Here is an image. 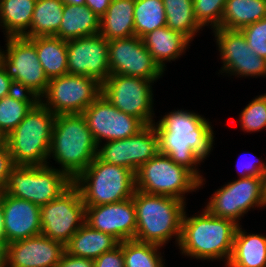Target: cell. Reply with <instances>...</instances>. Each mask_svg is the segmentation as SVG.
I'll return each mask as SVG.
<instances>
[{"label": "cell", "instance_id": "cell-1", "mask_svg": "<svg viewBox=\"0 0 266 267\" xmlns=\"http://www.w3.org/2000/svg\"><path fill=\"white\" fill-rule=\"evenodd\" d=\"M153 125L159 137V153L191 171L202 187L205 178L196 166L213 150L214 131L210 121L193 111L177 109Z\"/></svg>", "mask_w": 266, "mask_h": 267}, {"label": "cell", "instance_id": "cell-2", "mask_svg": "<svg viewBox=\"0 0 266 267\" xmlns=\"http://www.w3.org/2000/svg\"><path fill=\"white\" fill-rule=\"evenodd\" d=\"M182 220L178 247L181 253L197 260H223L227 265L233 250L238 224L233 220L211 215L206 209Z\"/></svg>", "mask_w": 266, "mask_h": 267}, {"label": "cell", "instance_id": "cell-3", "mask_svg": "<svg viewBox=\"0 0 266 267\" xmlns=\"http://www.w3.org/2000/svg\"><path fill=\"white\" fill-rule=\"evenodd\" d=\"M135 240L164 246L175 238L178 245L186 202L166 195H155L135 190Z\"/></svg>", "mask_w": 266, "mask_h": 267}, {"label": "cell", "instance_id": "cell-4", "mask_svg": "<svg viewBox=\"0 0 266 267\" xmlns=\"http://www.w3.org/2000/svg\"><path fill=\"white\" fill-rule=\"evenodd\" d=\"M98 145L82 114L56 115L49 159L74 180L95 159Z\"/></svg>", "mask_w": 266, "mask_h": 267}, {"label": "cell", "instance_id": "cell-5", "mask_svg": "<svg viewBox=\"0 0 266 267\" xmlns=\"http://www.w3.org/2000/svg\"><path fill=\"white\" fill-rule=\"evenodd\" d=\"M56 115L38 101L3 141L14 165H47Z\"/></svg>", "mask_w": 266, "mask_h": 267}, {"label": "cell", "instance_id": "cell-6", "mask_svg": "<svg viewBox=\"0 0 266 267\" xmlns=\"http://www.w3.org/2000/svg\"><path fill=\"white\" fill-rule=\"evenodd\" d=\"M85 206L118 203L133 197L135 173L125 167L105 163L97 156L74 180Z\"/></svg>", "mask_w": 266, "mask_h": 267}, {"label": "cell", "instance_id": "cell-7", "mask_svg": "<svg viewBox=\"0 0 266 267\" xmlns=\"http://www.w3.org/2000/svg\"><path fill=\"white\" fill-rule=\"evenodd\" d=\"M73 184L63 171L52 166L15 165L3 192L42 206L58 198Z\"/></svg>", "mask_w": 266, "mask_h": 267}, {"label": "cell", "instance_id": "cell-8", "mask_svg": "<svg viewBox=\"0 0 266 267\" xmlns=\"http://www.w3.org/2000/svg\"><path fill=\"white\" fill-rule=\"evenodd\" d=\"M135 187L144 193L166 195L185 202L184 194L200 188V180L169 156L158 153L138 168Z\"/></svg>", "mask_w": 266, "mask_h": 267}, {"label": "cell", "instance_id": "cell-9", "mask_svg": "<svg viewBox=\"0 0 266 267\" xmlns=\"http://www.w3.org/2000/svg\"><path fill=\"white\" fill-rule=\"evenodd\" d=\"M6 50L0 53V64L14 82L16 90L35 95L46 92L47 77L37 56L35 44L25 37H7Z\"/></svg>", "mask_w": 266, "mask_h": 267}, {"label": "cell", "instance_id": "cell-10", "mask_svg": "<svg viewBox=\"0 0 266 267\" xmlns=\"http://www.w3.org/2000/svg\"><path fill=\"white\" fill-rule=\"evenodd\" d=\"M101 93L102 84L97 80L87 76L64 74L49 80L47 90L39 101L54 115L82 114Z\"/></svg>", "mask_w": 266, "mask_h": 267}, {"label": "cell", "instance_id": "cell-11", "mask_svg": "<svg viewBox=\"0 0 266 267\" xmlns=\"http://www.w3.org/2000/svg\"><path fill=\"white\" fill-rule=\"evenodd\" d=\"M154 81L144 78L110 75L102 83V95L118 110L138 118L145 126L152 125Z\"/></svg>", "mask_w": 266, "mask_h": 267}, {"label": "cell", "instance_id": "cell-12", "mask_svg": "<svg viewBox=\"0 0 266 267\" xmlns=\"http://www.w3.org/2000/svg\"><path fill=\"white\" fill-rule=\"evenodd\" d=\"M266 207L263 176L238 178L217 189L205 209L213 216L233 220L240 225L241 218L251 208Z\"/></svg>", "mask_w": 266, "mask_h": 267}, {"label": "cell", "instance_id": "cell-13", "mask_svg": "<svg viewBox=\"0 0 266 267\" xmlns=\"http://www.w3.org/2000/svg\"><path fill=\"white\" fill-rule=\"evenodd\" d=\"M41 234L64 245L85 223L86 206L72 184L58 198L40 206Z\"/></svg>", "mask_w": 266, "mask_h": 267}, {"label": "cell", "instance_id": "cell-14", "mask_svg": "<svg viewBox=\"0 0 266 267\" xmlns=\"http://www.w3.org/2000/svg\"><path fill=\"white\" fill-rule=\"evenodd\" d=\"M108 43L110 75L120 74L155 82L164 74L145 47L142 38L133 36L111 40Z\"/></svg>", "mask_w": 266, "mask_h": 267}, {"label": "cell", "instance_id": "cell-15", "mask_svg": "<svg viewBox=\"0 0 266 267\" xmlns=\"http://www.w3.org/2000/svg\"><path fill=\"white\" fill-rule=\"evenodd\" d=\"M213 33L223 63L222 73L242 78L266 77V59L254 53L240 30L217 28Z\"/></svg>", "mask_w": 266, "mask_h": 267}, {"label": "cell", "instance_id": "cell-16", "mask_svg": "<svg viewBox=\"0 0 266 267\" xmlns=\"http://www.w3.org/2000/svg\"><path fill=\"white\" fill-rule=\"evenodd\" d=\"M82 115L98 146L102 140L107 142L134 136L145 127L138 118L114 107L102 94Z\"/></svg>", "mask_w": 266, "mask_h": 267}, {"label": "cell", "instance_id": "cell-17", "mask_svg": "<svg viewBox=\"0 0 266 267\" xmlns=\"http://www.w3.org/2000/svg\"><path fill=\"white\" fill-rule=\"evenodd\" d=\"M109 43L95 34L67 41L68 74L87 76L103 83L110 76Z\"/></svg>", "mask_w": 266, "mask_h": 267}, {"label": "cell", "instance_id": "cell-18", "mask_svg": "<svg viewBox=\"0 0 266 267\" xmlns=\"http://www.w3.org/2000/svg\"><path fill=\"white\" fill-rule=\"evenodd\" d=\"M85 223L115 237L120 243L134 239L137 223L133 197L118 203L86 206Z\"/></svg>", "mask_w": 266, "mask_h": 267}, {"label": "cell", "instance_id": "cell-19", "mask_svg": "<svg viewBox=\"0 0 266 267\" xmlns=\"http://www.w3.org/2000/svg\"><path fill=\"white\" fill-rule=\"evenodd\" d=\"M65 245L42 234L5 246L6 267H56Z\"/></svg>", "mask_w": 266, "mask_h": 267}, {"label": "cell", "instance_id": "cell-20", "mask_svg": "<svg viewBox=\"0 0 266 267\" xmlns=\"http://www.w3.org/2000/svg\"><path fill=\"white\" fill-rule=\"evenodd\" d=\"M6 245L41 234L40 206L27 200L0 194Z\"/></svg>", "mask_w": 266, "mask_h": 267}, {"label": "cell", "instance_id": "cell-21", "mask_svg": "<svg viewBox=\"0 0 266 267\" xmlns=\"http://www.w3.org/2000/svg\"><path fill=\"white\" fill-rule=\"evenodd\" d=\"M142 41L163 71H165L166 62L179 59L191 43L186 36L167 26L149 32L142 37Z\"/></svg>", "mask_w": 266, "mask_h": 267}, {"label": "cell", "instance_id": "cell-22", "mask_svg": "<svg viewBox=\"0 0 266 267\" xmlns=\"http://www.w3.org/2000/svg\"><path fill=\"white\" fill-rule=\"evenodd\" d=\"M226 267H266V235L249 234L237 226Z\"/></svg>", "mask_w": 266, "mask_h": 267}, {"label": "cell", "instance_id": "cell-23", "mask_svg": "<svg viewBox=\"0 0 266 267\" xmlns=\"http://www.w3.org/2000/svg\"><path fill=\"white\" fill-rule=\"evenodd\" d=\"M135 0H112L106 13L100 18V32L106 40L135 36Z\"/></svg>", "mask_w": 266, "mask_h": 267}, {"label": "cell", "instance_id": "cell-24", "mask_svg": "<svg viewBox=\"0 0 266 267\" xmlns=\"http://www.w3.org/2000/svg\"><path fill=\"white\" fill-rule=\"evenodd\" d=\"M119 244L120 242L115 237L95 230L84 223L65 244V251L76 257L94 260Z\"/></svg>", "mask_w": 266, "mask_h": 267}, {"label": "cell", "instance_id": "cell-25", "mask_svg": "<svg viewBox=\"0 0 266 267\" xmlns=\"http://www.w3.org/2000/svg\"><path fill=\"white\" fill-rule=\"evenodd\" d=\"M100 32V18L86 5L64 4L63 17L56 37L69 41Z\"/></svg>", "mask_w": 266, "mask_h": 267}, {"label": "cell", "instance_id": "cell-26", "mask_svg": "<svg viewBox=\"0 0 266 267\" xmlns=\"http://www.w3.org/2000/svg\"><path fill=\"white\" fill-rule=\"evenodd\" d=\"M49 79L68 74L67 41L56 36L29 38Z\"/></svg>", "mask_w": 266, "mask_h": 267}, {"label": "cell", "instance_id": "cell-27", "mask_svg": "<svg viewBox=\"0 0 266 267\" xmlns=\"http://www.w3.org/2000/svg\"><path fill=\"white\" fill-rule=\"evenodd\" d=\"M36 0H0V26L5 37H23L30 29Z\"/></svg>", "mask_w": 266, "mask_h": 267}, {"label": "cell", "instance_id": "cell-28", "mask_svg": "<svg viewBox=\"0 0 266 267\" xmlns=\"http://www.w3.org/2000/svg\"><path fill=\"white\" fill-rule=\"evenodd\" d=\"M64 4L63 0H36L30 29L23 37L57 36Z\"/></svg>", "mask_w": 266, "mask_h": 267}, {"label": "cell", "instance_id": "cell-29", "mask_svg": "<svg viewBox=\"0 0 266 267\" xmlns=\"http://www.w3.org/2000/svg\"><path fill=\"white\" fill-rule=\"evenodd\" d=\"M38 101L35 95L20 90L1 98L0 137L4 139L9 135Z\"/></svg>", "mask_w": 266, "mask_h": 267}, {"label": "cell", "instance_id": "cell-30", "mask_svg": "<svg viewBox=\"0 0 266 267\" xmlns=\"http://www.w3.org/2000/svg\"><path fill=\"white\" fill-rule=\"evenodd\" d=\"M266 18V0H226L219 28L241 30Z\"/></svg>", "mask_w": 266, "mask_h": 267}, {"label": "cell", "instance_id": "cell-31", "mask_svg": "<svg viewBox=\"0 0 266 267\" xmlns=\"http://www.w3.org/2000/svg\"><path fill=\"white\" fill-rule=\"evenodd\" d=\"M128 169L134 173L159 153V137L154 125H146L136 135L127 138Z\"/></svg>", "mask_w": 266, "mask_h": 267}, {"label": "cell", "instance_id": "cell-32", "mask_svg": "<svg viewBox=\"0 0 266 267\" xmlns=\"http://www.w3.org/2000/svg\"><path fill=\"white\" fill-rule=\"evenodd\" d=\"M166 26L186 36L190 41L202 27L194 15L193 0H163Z\"/></svg>", "mask_w": 266, "mask_h": 267}, {"label": "cell", "instance_id": "cell-33", "mask_svg": "<svg viewBox=\"0 0 266 267\" xmlns=\"http://www.w3.org/2000/svg\"><path fill=\"white\" fill-rule=\"evenodd\" d=\"M164 26H166V14L163 0H135V36L142 38Z\"/></svg>", "mask_w": 266, "mask_h": 267}, {"label": "cell", "instance_id": "cell-34", "mask_svg": "<svg viewBox=\"0 0 266 267\" xmlns=\"http://www.w3.org/2000/svg\"><path fill=\"white\" fill-rule=\"evenodd\" d=\"M162 246L140 242L135 239L123 241L125 267H165V261L159 253ZM158 252V253H157Z\"/></svg>", "mask_w": 266, "mask_h": 267}, {"label": "cell", "instance_id": "cell-35", "mask_svg": "<svg viewBox=\"0 0 266 267\" xmlns=\"http://www.w3.org/2000/svg\"><path fill=\"white\" fill-rule=\"evenodd\" d=\"M239 122L243 131L258 132L266 128V93L256 96L241 111Z\"/></svg>", "mask_w": 266, "mask_h": 267}, {"label": "cell", "instance_id": "cell-36", "mask_svg": "<svg viewBox=\"0 0 266 267\" xmlns=\"http://www.w3.org/2000/svg\"><path fill=\"white\" fill-rule=\"evenodd\" d=\"M226 0H193L194 15L198 24L204 28L217 29L221 25Z\"/></svg>", "mask_w": 266, "mask_h": 267}, {"label": "cell", "instance_id": "cell-37", "mask_svg": "<svg viewBox=\"0 0 266 267\" xmlns=\"http://www.w3.org/2000/svg\"><path fill=\"white\" fill-rule=\"evenodd\" d=\"M103 144L98 146L97 157L100 160L105 163L128 168L127 138L107 141Z\"/></svg>", "mask_w": 266, "mask_h": 267}, {"label": "cell", "instance_id": "cell-38", "mask_svg": "<svg viewBox=\"0 0 266 267\" xmlns=\"http://www.w3.org/2000/svg\"><path fill=\"white\" fill-rule=\"evenodd\" d=\"M248 46L256 55L266 59V18L243 27L240 30Z\"/></svg>", "mask_w": 266, "mask_h": 267}, {"label": "cell", "instance_id": "cell-39", "mask_svg": "<svg viewBox=\"0 0 266 267\" xmlns=\"http://www.w3.org/2000/svg\"><path fill=\"white\" fill-rule=\"evenodd\" d=\"M94 267H125L123 241L114 249L107 251L93 260Z\"/></svg>", "mask_w": 266, "mask_h": 267}, {"label": "cell", "instance_id": "cell-40", "mask_svg": "<svg viewBox=\"0 0 266 267\" xmlns=\"http://www.w3.org/2000/svg\"><path fill=\"white\" fill-rule=\"evenodd\" d=\"M14 163L12 160V156L9 152V148L7 144L2 141L0 143V190L6 186L8 175L10 174V170L14 167Z\"/></svg>", "mask_w": 266, "mask_h": 267}, {"label": "cell", "instance_id": "cell-41", "mask_svg": "<svg viewBox=\"0 0 266 267\" xmlns=\"http://www.w3.org/2000/svg\"><path fill=\"white\" fill-rule=\"evenodd\" d=\"M258 161V162H256ZM239 178H246L249 176H263L266 172V163L263 160L255 159L254 161L237 162L236 164Z\"/></svg>", "mask_w": 266, "mask_h": 267}, {"label": "cell", "instance_id": "cell-42", "mask_svg": "<svg viewBox=\"0 0 266 267\" xmlns=\"http://www.w3.org/2000/svg\"><path fill=\"white\" fill-rule=\"evenodd\" d=\"M56 267H94V265L92 259L76 257L64 251Z\"/></svg>", "mask_w": 266, "mask_h": 267}, {"label": "cell", "instance_id": "cell-43", "mask_svg": "<svg viewBox=\"0 0 266 267\" xmlns=\"http://www.w3.org/2000/svg\"><path fill=\"white\" fill-rule=\"evenodd\" d=\"M15 91L16 87L13 80L6 75L4 68L0 64V99Z\"/></svg>", "mask_w": 266, "mask_h": 267}, {"label": "cell", "instance_id": "cell-44", "mask_svg": "<svg viewBox=\"0 0 266 267\" xmlns=\"http://www.w3.org/2000/svg\"><path fill=\"white\" fill-rule=\"evenodd\" d=\"M111 2L112 0H85V5L101 18L106 13Z\"/></svg>", "mask_w": 266, "mask_h": 267}, {"label": "cell", "instance_id": "cell-45", "mask_svg": "<svg viewBox=\"0 0 266 267\" xmlns=\"http://www.w3.org/2000/svg\"><path fill=\"white\" fill-rule=\"evenodd\" d=\"M0 244L6 246L4 223H3V209L1 205V200H0Z\"/></svg>", "mask_w": 266, "mask_h": 267}, {"label": "cell", "instance_id": "cell-46", "mask_svg": "<svg viewBox=\"0 0 266 267\" xmlns=\"http://www.w3.org/2000/svg\"><path fill=\"white\" fill-rule=\"evenodd\" d=\"M0 267H6L5 246L0 244Z\"/></svg>", "mask_w": 266, "mask_h": 267}, {"label": "cell", "instance_id": "cell-47", "mask_svg": "<svg viewBox=\"0 0 266 267\" xmlns=\"http://www.w3.org/2000/svg\"><path fill=\"white\" fill-rule=\"evenodd\" d=\"M63 2L69 5H85V0H63Z\"/></svg>", "mask_w": 266, "mask_h": 267}, {"label": "cell", "instance_id": "cell-48", "mask_svg": "<svg viewBox=\"0 0 266 267\" xmlns=\"http://www.w3.org/2000/svg\"><path fill=\"white\" fill-rule=\"evenodd\" d=\"M264 200L266 202V172L263 174Z\"/></svg>", "mask_w": 266, "mask_h": 267}]
</instances>
